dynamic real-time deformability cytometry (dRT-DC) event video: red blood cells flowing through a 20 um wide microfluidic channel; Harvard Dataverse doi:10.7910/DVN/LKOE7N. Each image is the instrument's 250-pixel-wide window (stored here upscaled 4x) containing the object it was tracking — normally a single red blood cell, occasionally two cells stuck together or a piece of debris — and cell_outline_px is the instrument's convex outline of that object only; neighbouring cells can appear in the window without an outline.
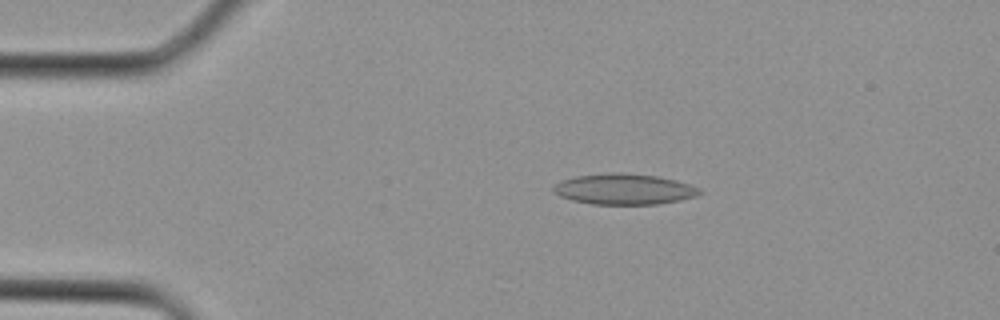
{"species": "Egyptian fruit bat (a non-hibernating species)", "species_latin": "Rousettus aegyptiacus", "temperature_condition": "cold", "stored_images_in_passage": 2, "camera_frame_rate_fps": 3000, "um_per_image_px": 0.085, "animal": {"sex": "female"}, "frame": {"image": 1, "passage_image": 1, "time_ms": 0.0, "image_size_px": [1000, 320], "cell_outline_px": [[704, 192], [696, 196], [680, 200], [656, 204], [592, 204], [572, 200], [560, 196], [552, 192], [552, 188], [560, 180], [576, 176], [608, 172], [620, 172], [656, 176], [676, 180], [692, 184], [700, 188]], "centroid_in_image_um": [53.06, 16.07], "position_along_channel_um": 31.9, "area_um2": 26.41}}
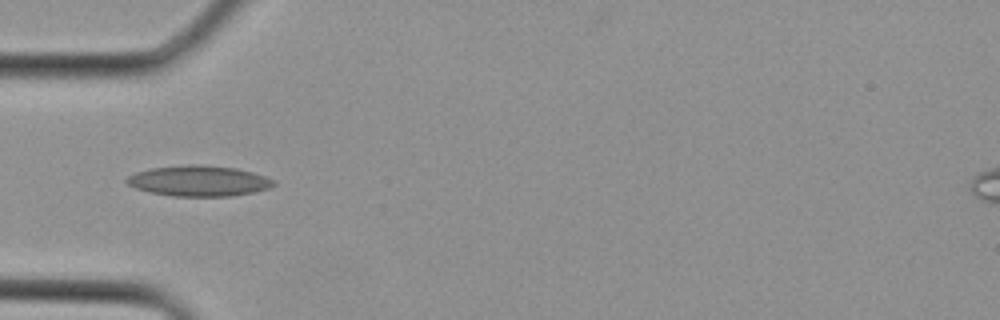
{"frame": {"image": 2, "passage_image": 2, "time_ms": 0.333, "image_size_px": [1000, 320], "cell_outline_px": [[276, 184], [272, 188], [232, 196], [172, 196], [152, 192], [136, 188], [128, 184], [124, 180], [128, 176], [136, 172], [148, 168], [188, 164], [200, 164], [236, 168], [252, 172], [276, 180]], "centroid_in_image_um": [16.92, 15.37], "position_along_channel_um": 68.1, "area_um2": 26.36}}